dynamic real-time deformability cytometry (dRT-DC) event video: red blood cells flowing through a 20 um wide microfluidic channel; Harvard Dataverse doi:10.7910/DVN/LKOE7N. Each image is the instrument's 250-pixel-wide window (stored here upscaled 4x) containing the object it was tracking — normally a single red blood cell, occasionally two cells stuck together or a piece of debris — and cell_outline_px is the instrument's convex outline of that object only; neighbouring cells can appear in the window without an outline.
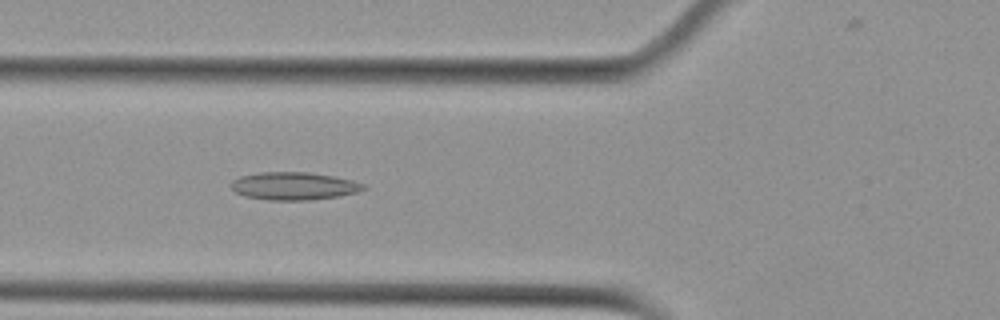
{"species": "Egyptian fruit bat (a non-hibernating species)", "species_latin": "Rousettus aegyptiacus", "temperature_condition": "cold", "stored_images_in_passage": 44, "camera_frame_rate_fps": 3000, "um_per_image_px": 0.085, "animal": {"sex": "female"}, "frame": {"image": 1, "passage_image": 10, "time_ms": 3.0, "image_size_px": [1000, 320], "cell_outline_px": [[368, 188], [356, 192], [340, 196], [308, 200], [268, 200], [244, 196], [236, 192], [232, 188], [232, 180], [240, 176], [260, 172], [308, 172], [332, 176], [352, 180], [364, 184]], "centroid_in_image_um": [24.98, 15.81], "position_along_channel_um": 100.8, "area_um2": 21.39}}
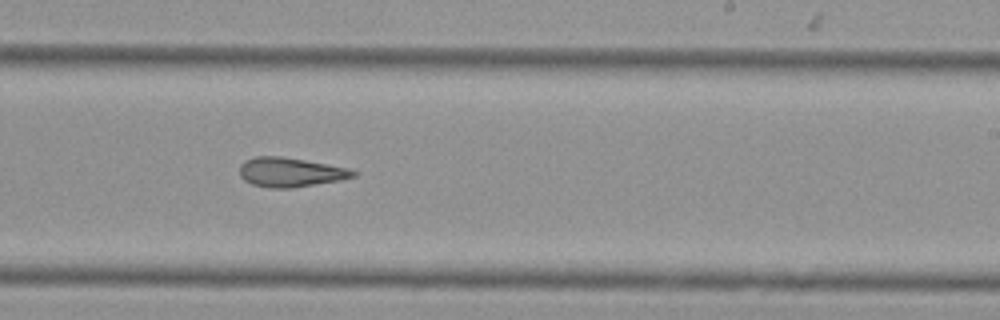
{"frame": {"image": 2, "passage_image": 23, "time_ms": 7.333, "image_size_px": [1000, 320], "cell_outline_px": [[356, 176], [340, 180], [292, 188], [272, 188], [252, 184], [244, 180], [240, 176], [240, 164], [244, 160], [256, 156], [280, 156], [304, 160], [348, 168], [356, 172]], "centroid_in_image_um": [24.65, 14.64], "position_along_channel_um": 264.4, "area_um2": 19.31}}
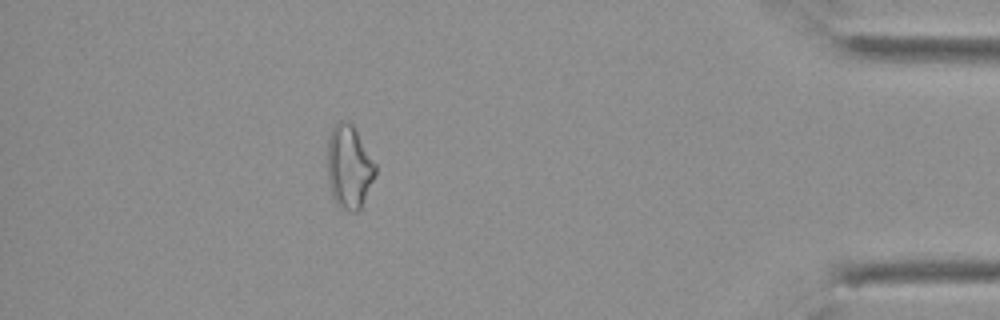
{"frame": {"image": 3, "passage_image": 38, "time_ms": 12.333, "image_size_px": [1000, 320], "cell_outline_px": [[376, 172], [364, 200], [360, 208], [356, 212], [348, 212], [340, 208], [336, 204], [332, 196], [328, 180], [328, 140], [332, 128], [340, 120], [344, 120], [352, 124], [376, 164]], "centroid_in_image_um": [29.66, 14.21], "position_along_channel_um": 405.5, "area_um2": 23.12}, "authors_computed_cell_mechanics": {"area_um2": 20.4323, "velocity_mm_per_s": 3.7786, "shape_relaxation_time_tau1_ms": null, "shape_relaxation_time_tau2_ms": 8.5835, "deformation_change_tau1": null, "deformation_change_tau2": 0.2249}}